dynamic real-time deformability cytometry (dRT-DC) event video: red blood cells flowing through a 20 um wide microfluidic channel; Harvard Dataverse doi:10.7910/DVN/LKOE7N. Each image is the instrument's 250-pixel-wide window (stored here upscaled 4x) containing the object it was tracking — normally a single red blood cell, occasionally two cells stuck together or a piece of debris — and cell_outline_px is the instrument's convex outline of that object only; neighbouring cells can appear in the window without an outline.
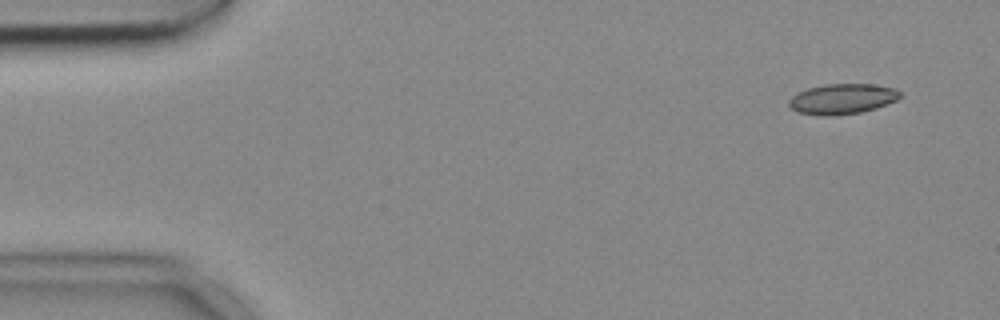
{"species": "common noctule bat (a hibernating species)", "species_latin": "Nyctalus noctula", "temperature_condition": "cold", "stored_images_in_passage": 4, "camera_frame_rate_fps": 3000, "um_per_image_px": 0.085, "animal": {"sex": "female", "body_mass_g": 18.4}, "frame": {"image": 1, "passage_image": 1, "time_ms": 0.0, "image_size_px": [1000, 320], "cell_outline_px": [[900, 96], [896, 100], [876, 108], [860, 112], [828, 116], [800, 112], [792, 108], [788, 104], [788, 100], [792, 96], [808, 88], [824, 84], [872, 84], [896, 88], [900, 92]], "centroid_in_image_um": [71.61, 8.39], "position_along_channel_um": 13.4, "area_um2": 19.36}}
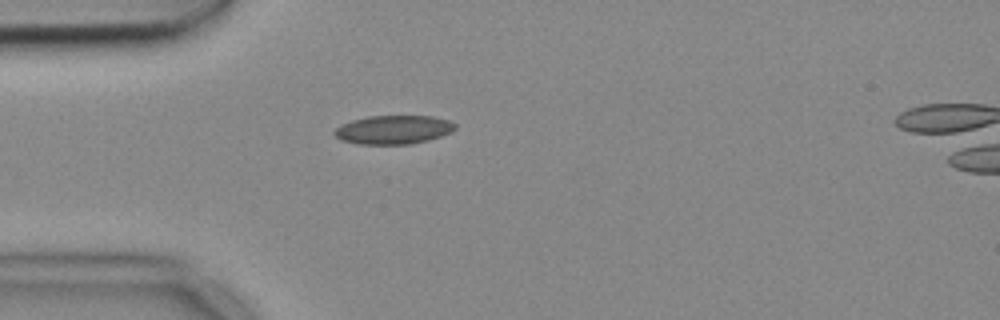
{"frame": {"image": 2, "passage_image": 4, "time_ms": 1.0, "image_size_px": [1000, 320], "cell_outline_px": [[456, 128], [452, 132], [428, 140], [412, 144], [356, 144], [340, 140], [332, 132], [336, 128], [352, 120], [368, 116], [432, 116], [448, 120], [456, 124]], "centroid_in_image_um": [33.45, 11.03], "position_along_channel_um": 51.6, "area_um2": 20.23}}